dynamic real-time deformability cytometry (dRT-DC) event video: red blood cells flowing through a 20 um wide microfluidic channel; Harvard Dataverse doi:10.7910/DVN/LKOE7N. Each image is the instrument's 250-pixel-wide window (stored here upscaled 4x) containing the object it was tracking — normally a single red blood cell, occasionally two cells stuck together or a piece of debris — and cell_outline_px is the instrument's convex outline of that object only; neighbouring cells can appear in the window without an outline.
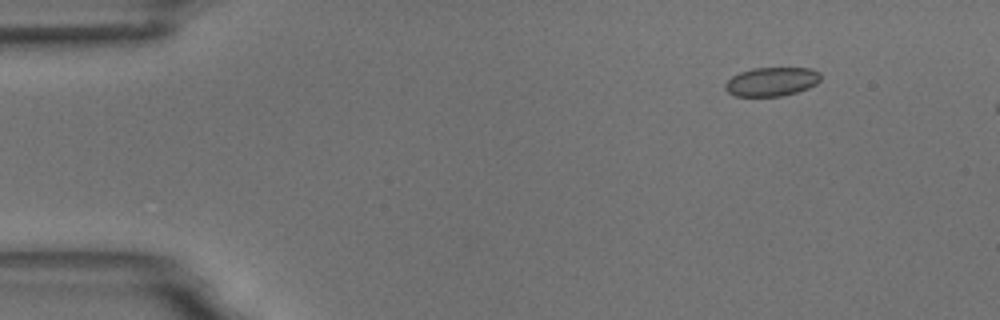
{"species": "common noctule bat (a hibernating species)", "species_latin": "Nyctalus noctula", "temperature_condition": "room temperature", "stored_images_in_passage": 6, "segment_of_instrument_passage": [2, 2], "camera_frame_rate_fps": 3000, "um_per_image_px": 0.085, "animal": {"sex": "male", "body_mass_g": 18.8}, "frame": {"image": 1, "passage_image": 6, "time_ms": 6.667, "image_size_px": [1000, 320], "cell_outline_px": [[820, 80], [816, 84], [808, 88], [796, 92], [780, 96], [736, 96], [728, 92], [724, 88], [724, 84], [732, 76], [740, 72], [752, 68], [812, 68], [820, 72]], "centroid_in_image_um": [65.59, 6.93], "position_along_channel_um": 19.4, "area_um2": 16.07}}